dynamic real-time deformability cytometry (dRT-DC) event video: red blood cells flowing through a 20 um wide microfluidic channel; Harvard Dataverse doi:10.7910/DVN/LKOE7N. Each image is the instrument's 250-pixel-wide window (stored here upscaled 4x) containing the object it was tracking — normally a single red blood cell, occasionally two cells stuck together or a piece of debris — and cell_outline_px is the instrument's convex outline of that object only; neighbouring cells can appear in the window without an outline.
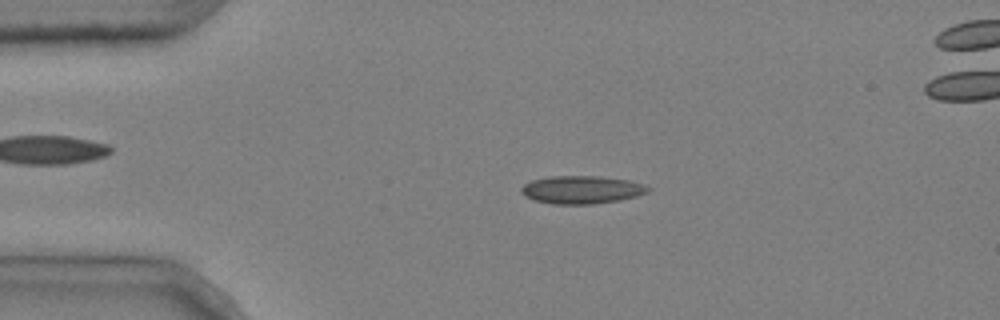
{"species": "common noctule bat (a hibernating species)", "species_latin": "Nyctalus noctula", "temperature_condition": "cold", "stored_images_in_passage": 4, "camera_frame_rate_fps": 3000, "um_per_image_px": 0.085, "animal": {"sex": "male", "body_mass_g": 20.4}, "frame": {"image": 1, "passage_image": 2, "time_ms": 0.333, "image_size_px": [1000, 320], "cell_outline_px": [[652, 188], [648, 192], [636, 196], [620, 200], [592, 204], [552, 204], [532, 200], [524, 196], [520, 192], [520, 188], [524, 184], [532, 180], [548, 176], [600, 176], [632, 180], [644, 184]], "centroid_in_image_um": [49.44, 16.12], "position_along_channel_um": 35.6, "area_um2": 20.98}}